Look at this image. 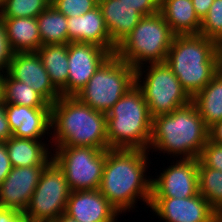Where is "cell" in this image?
<instances>
[{
	"instance_id": "cell-29",
	"label": "cell",
	"mask_w": 222,
	"mask_h": 222,
	"mask_svg": "<svg viewBox=\"0 0 222 222\" xmlns=\"http://www.w3.org/2000/svg\"><path fill=\"white\" fill-rule=\"evenodd\" d=\"M199 34L215 42L222 39V0H214L207 15L201 21Z\"/></svg>"
},
{
	"instance_id": "cell-39",
	"label": "cell",
	"mask_w": 222,
	"mask_h": 222,
	"mask_svg": "<svg viewBox=\"0 0 222 222\" xmlns=\"http://www.w3.org/2000/svg\"><path fill=\"white\" fill-rule=\"evenodd\" d=\"M215 58H216V74L222 77V39L216 41Z\"/></svg>"
},
{
	"instance_id": "cell-21",
	"label": "cell",
	"mask_w": 222,
	"mask_h": 222,
	"mask_svg": "<svg viewBox=\"0 0 222 222\" xmlns=\"http://www.w3.org/2000/svg\"><path fill=\"white\" fill-rule=\"evenodd\" d=\"M12 167L46 166L51 160V151L41 140L11 136L5 142Z\"/></svg>"
},
{
	"instance_id": "cell-42",
	"label": "cell",
	"mask_w": 222,
	"mask_h": 222,
	"mask_svg": "<svg viewBox=\"0 0 222 222\" xmlns=\"http://www.w3.org/2000/svg\"><path fill=\"white\" fill-rule=\"evenodd\" d=\"M216 222H222V209L217 211V220Z\"/></svg>"
},
{
	"instance_id": "cell-36",
	"label": "cell",
	"mask_w": 222,
	"mask_h": 222,
	"mask_svg": "<svg viewBox=\"0 0 222 222\" xmlns=\"http://www.w3.org/2000/svg\"><path fill=\"white\" fill-rule=\"evenodd\" d=\"M12 136V132L5 113V104L0 102V142H5Z\"/></svg>"
},
{
	"instance_id": "cell-19",
	"label": "cell",
	"mask_w": 222,
	"mask_h": 222,
	"mask_svg": "<svg viewBox=\"0 0 222 222\" xmlns=\"http://www.w3.org/2000/svg\"><path fill=\"white\" fill-rule=\"evenodd\" d=\"M111 42L117 47L140 22L143 15L120 0H98Z\"/></svg>"
},
{
	"instance_id": "cell-30",
	"label": "cell",
	"mask_w": 222,
	"mask_h": 222,
	"mask_svg": "<svg viewBox=\"0 0 222 222\" xmlns=\"http://www.w3.org/2000/svg\"><path fill=\"white\" fill-rule=\"evenodd\" d=\"M51 5L66 17H76L96 8L98 0H51Z\"/></svg>"
},
{
	"instance_id": "cell-8",
	"label": "cell",
	"mask_w": 222,
	"mask_h": 222,
	"mask_svg": "<svg viewBox=\"0 0 222 222\" xmlns=\"http://www.w3.org/2000/svg\"><path fill=\"white\" fill-rule=\"evenodd\" d=\"M149 65L147 72L142 67L136 69V86L142 91L152 118L169 114L192 102V98L166 62L149 63Z\"/></svg>"
},
{
	"instance_id": "cell-17",
	"label": "cell",
	"mask_w": 222,
	"mask_h": 222,
	"mask_svg": "<svg viewBox=\"0 0 222 222\" xmlns=\"http://www.w3.org/2000/svg\"><path fill=\"white\" fill-rule=\"evenodd\" d=\"M5 113L13 137L42 140L51 131V108L5 104Z\"/></svg>"
},
{
	"instance_id": "cell-13",
	"label": "cell",
	"mask_w": 222,
	"mask_h": 222,
	"mask_svg": "<svg viewBox=\"0 0 222 222\" xmlns=\"http://www.w3.org/2000/svg\"><path fill=\"white\" fill-rule=\"evenodd\" d=\"M149 207L165 222H216L217 211L201 195L151 198Z\"/></svg>"
},
{
	"instance_id": "cell-25",
	"label": "cell",
	"mask_w": 222,
	"mask_h": 222,
	"mask_svg": "<svg viewBox=\"0 0 222 222\" xmlns=\"http://www.w3.org/2000/svg\"><path fill=\"white\" fill-rule=\"evenodd\" d=\"M42 45L68 44L67 17L49 5L37 17Z\"/></svg>"
},
{
	"instance_id": "cell-24",
	"label": "cell",
	"mask_w": 222,
	"mask_h": 222,
	"mask_svg": "<svg viewBox=\"0 0 222 222\" xmlns=\"http://www.w3.org/2000/svg\"><path fill=\"white\" fill-rule=\"evenodd\" d=\"M36 52L51 82L60 91L68 81V44L42 45Z\"/></svg>"
},
{
	"instance_id": "cell-40",
	"label": "cell",
	"mask_w": 222,
	"mask_h": 222,
	"mask_svg": "<svg viewBox=\"0 0 222 222\" xmlns=\"http://www.w3.org/2000/svg\"><path fill=\"white\" fill-rule=\"evenodd\" d=\"M54 222H78V221L63 213Z\"/></svg>"
},
{
	"instance_id": "cell-27",
	"label": "cell",
	"mask_w": 222,
	"mask_h": 222,
	"mask_svg": "<svg viewBox=\"0 0 222 222\" xmlns=\"http://www.w3.org/2000/svg\"><path fill=\"white\" fill-rule=\"evenodd\" d=\"M199 194L216 210L222 209V171L206 167L198 159Z\"/></svg>"
},
{
	"instance_id": "cell-35",
	"label": "cell",
	"mask_w": 222,
	"mask_h": 222,
	"mask_svg": "<svg viewBox=\"0 0 222 222\" xmlns=\"http://www.w3.org/2000/svg\"><path fill=\"white\" fill-rule=\"evenodd\" d=\"M0 222H30L23 213L14 209L0 208Z\"/></svg>"
},
{
	"instance_id": "cell-22",
	"label": "cell",
	"mask_w": 222,
	"mask_h": 222,
	"mask_svg": "<svg viewBox=\"0 0 222 222\" xmlns=\"http://www.w3.org/2000/svg\"><path fill=\"white\" fill-rule=\"evenodd\" d=\"M12 50L36 52L41 46L37 18H3Z\"/></svg>"
},
{
	"instance_id": "cell-12",
	"label": "cell",
	"mask_w": 222,
	"mask_h": 222,
	"mask_svg": "<svg viewBox=\"0 0 222 222\" xmlns=\"http://www.w3.org/2000/svg\"><path fill=\"white\" fill-rule=\"evenodd\" d=\"M197 194L198 159H178L152 179L151 198H189Z\"/></svg>"
},
{
	"instance_id": "cell-1",
	"label": "cell",
	"mask_w": 222,
	"mask_h": 222,
	"mask_svg": "<svg viewBox=\"0 0 222 222\" xmlns=\"http://www.w3.org/2000/svg\"><path fill=\"white\" fill-rule=\"evenodd\" d=\"M147 150L108 149L99 191L119 211L126 213L137 203V197L149 207L152 178H147ZM148 163V164H147Z\"/></svg>"
},
{
	"instance_id": "cell-10",
	"label": "cell",
	"mask_w": 222,
	"mask_h": 222,
	"mask_svg": "<svg viewBox=\"0 0 222 222\" xmlns=\"http://www.w3.org/2000/svg\"><path fill=\"white\" fill-rule=\"evenodd\" d=\"M70 192L63 170L52 159L44 167L23 215L30 222H54L65 213Z\"/></svg>"
},
{
	"instance_id": "cell-33",
	"label": "cell",
	"mask_w": 222,
	"mask_h": 222,
	"mask_svg": "<svg viewBox=\"0 0 222 222\" xmlns=\"http://www.w3.org/2000/svg\"><path fill=\"white\" fill-rule=\"evenodd\" d=\"M121 2L134 7L143 16L159 12L160 0H120Z\"/></svg>"
},
{
	"instance_id": "cell-37",
	"label": "cell",
	"mask_w": 222,
	"mask_h": 222,
	"mask_svg": "<svg viewBox=\"0 0 222 222\" xmlns=\"http://www.w3.org/2000/svg\"><path fill=\"white\" fill-rule=\"evenodd\" d=\"M213 2L214 0H192L195 13L201 21L207 15Z\"/></svg>"
},
{
	"instance_id": "cell-9",
	"label": "cell",
	"mask_w": 222,
	"mask_h": 222,
	"mask_svg": "<svg viewBox=\"0 0 222 222\" xmlns=\"http://www.w3.org/2000/svg\"><path fill=\"white\" fill-rule=\"evenodd\" d=\"M55 147L52 159L63 170L71 191L99 189L106 150L85 146Z\"/></svg>"
},
{
	"instance_id": "cell-7",
	"label": "cell",
	"mask_w": 222,
	"mask_h": 222,
	"mask_svg": "<svg viewBox=\"0 0 222 222\" xmlns=\"http://www.w3.org/2000/svg\"><path fill=\"white\" fill-rule=\"evenodd\" d=\"M136 85V69L112 54L75 96L96 111L106 113Z\"/></svg>"
},
{
	"instance_id": "cell-43",
	"label": "cell",
	"mask_w": 222,
	"mask_h": 222,
	"mask_svg": "<svg viewBox=\"0 0 222 222\" xmlns=\"http://www.w3.org/2000/svg\"><path fill=\"white\" fill-rule=\"evenodd\" d=\"M2 5H3V0H0V13H1Z\"/></svg>"
},
{
	"instance_id": "cell-28",
	"label": "cell",
	"mask_w": 222,
	"mask_h": 222,
	"mask_svg": "<svg viewBox=\"0 0 222 222\" xmlns=\"http://www.w3.org/2000/svg\"><path fill=\"white\" fill-rule=\"evenodd\" d=\"M51 0H3L1 18H36L49 5Z\"/></svg>"
},
{
	"instance_id": "cell-6",
	"label": "cell",
	"mask_w": 222,
	"mask_h": 222,
	"mask_svg": "<svg viewBox=\"0 0 222 222\" xmlns=\"http://www.w3.org/2000/svg\"><path fill=\"white\" fill-rule=\"evenodd\" d=\"M174 36L160 12L143 16L114 54L134 69L144 68L146 63L165 62Z\"/></svg>"
},
{
	"instance_id": "cell-16",
	"label": "cell",
	"mask_w": 222,
	"mask_h": 222,
	"mask_svg": "<svg viewBox=\"0 0 222 222\" xmlns=\"http://www.w3.org/2000/svg\"><path fill=\"white\" fill-rule=\"evenodd\" d=\"M65 214L78 222H115L120 215L98 189L71 191Z\"/></svg>"
},
{
	"instance_id": "cell-18",
	"label": "cell",
	"mask_w": 222,
	"mask_h": 222,
	"mask_svg": "<svg viewBox=\"0 0 222 222\" xmlns=\"http://www.w3.org/2000/svg\"><path fill=\"white\" fill-rule=\"evenodd\" d=\"M68 44L70 42L92 43L112 54L116 46L111 42L109 31L99 6L83 15L67 17Z\"/></svg>"
},
{
	"instance_id": "cell-34",
	"label": "cell",
	"mask_w": 222,
	"mask_h": 222,
	"mask_svg": "<svg viewBox=\"0 0 222 222\" xmlns=\"http://www.w3.org/2000/svg\"><path fill=\"white\" fill-rule=\"evenodd\" d=\"M12 165L4 142H0V184L11 172Z\"/></svg>"
},
{
	"instance_id": "cell-20",
	"label": "cell",
	"mask_w": 222,
	"mask_h": 222,
	"mask_svg": "<svg viewBox=\"0 0 222 222\" xmlns=\"http://www.w3.org/2000/svg\"><path fill=\"white\" fill-rule=\"evenodd\" d=\"M159 12L175 35L199 34L201 20L192 0H160Z\"/></svg>"
},
{
	"instance_id": "cell-5",
	"label": "cell",
	"mask_w": 222,
	"mask_h": 222,
	"mask_svg": "<svg viewBox=\"0 0 222 222\" xmlns=\"http://www.w3.org/2000/svg\"><path fill=\"white\" fill-rule=\"evenodd\" d=\"M106 115L109 149L148 151L153 118L142 91L136 85Z\"/></svg>"
},
{
	"instance_id": "cell-26",
	"label": "cell",
	"mask_w": 222,
	"mask_h": 222,
	"mask_svg": "<svg viewBox=\"0 0 222 222\" xmlns=\"http://www.w3.org/2000/svg\"><path fill=\"white\" fill-rule=\"evenodd\" d=\"M2 102L30 108H51V105L32 87L13 79L7 72L4 77Z\"/></svg>"
},
{
	"instance_id": "cell-2",
	"label": "cell",
	"mask_w": 222,
	"mask_h": 222,
	"mask_svg": "<svg viewBox=\"0 0 222 222\" xmlns=\"http://www.w3.org/2000/svg\"><path fill=\"white\" fill-rule=\"evenodd\" d=\"M51 127L53 146L109 149L106 113L92 109L76 96H61L51 105Z\"/></svg>"
},
{
	"instance_id": "cell-14",
	"label": "cell",
	"mask_w": 222,
	"mask_h": 222,
	"mask_svg": "<svg viewBox=\"0 0 222 222\" xmlns=\"http://www.w3.org/2000/svg\"><path fill=\"white\" fill-rule=\"evenodd\" d=\"M7 73L28 87H32L50 105L60 97V91L53 85L37 52H16Z\"/></svg>"
},
{
	"instance_id": "cell-3",
	"label": "cell",
	"mask_w": 222,
	"mask_h": 222,
	"mask_svg": "<svg viewBox=\"0 0 222 222\" xmlns=\"http://www.w3.org/2000/svg\"><path fill=\"white\" fill-rule=\"evenodd\" d=\"M208 129L191 102L169 114L153 118L148 151L153 148L159 153L181 155L180 159H198L209 139Z\"/></svg>"
},
{
	"instance_id": "cell-38",
	"label": "cell",
	"mask_w": 222,
	"mask_h": 222,
	"mask_svg": "<svg viewBox=\"0 0 222 222\" xmlns=\"http://www.w3.org/2000/svg\"><path fill=\"white\" fill-rule=\"evenodd\" d=\"M209 140L222 145V120L217 121L208 129Z\"/></svg>"
},
{
	"instance_id": "cell-15",
	"label": "cell",
	"mask_w": 222,
	"mask_h": 222,
	"mask_svg": "<svg viewBox=\"0 0 222 222\" xmlns=\"http://www.w3.org/2000/svg\"><path fill=\"white\" fill-rule=\"evenodd\" d=\"M45 166L12 167L0 184V208L24 213Z\"/></svg>"
},
{
	"instance_id": "cell-4",
	"label": "cell",
	"mask_w": 222,
	"mask_h": 222,
	"mask_svg": "<svg viewBox=\"0 0 222 222\" xmlns=\"http://www.w3.org/2000/svg\"><path fill=\"white\" fill-rule=\"evenodd\" d=\"M216 42L201 34L175 35L166 63L193 98L216 75Z\"/></svg>"
},
{
	"instance_id": "cell-11",
	"label": "cell",
	"mask_w": 222,
	"mask_h": 222,
	"mask_svg": "<svg viewBox=\"0 0 222 222\" xmlns=\"http://www.w3.org/2000/svg\"><path fill=\"white\" fill-rule=\"evenodd\" d=\"M111 55L110 51L92 43L70 42L68 44V81L60 90L61 96L78 94Z\"/></svg>"
},
{
	"instance_id": "cell-23",
	"label": "cell",
	"mask_w": 222,
	"mask_h": 222,
	"mask_svg": "<svg viewBox=\"0 0 222 222\" xmlns=\"http://www.w3.org/2000/svg\"><path fill=\"white\" fill-rule=\"evenodd\" d=\"M192 103L209 128L222 120V77L217 74L192 98Z\"/></svg>"
},
{
	"instance_id": "cell-31",
	"label": "cell",
	"mask_w": 222,
	"mask_h": 222,
	"mask_svg": "<svg viewBox=\"0 0 222 222\" xmlns=\"http://www.w3.org/2000/svg\"><path fill=\"white\" fill-rule=\"evenodd\" d=\"M198 159L206 167L222 171V145L208 139Z\"/></svg>"
},
{
	"instance_id": "cell-32",
	"label": "cell",
	"mask_w": 222,
	"mask_h": 222,
	"mask_svg": "<svg viewBox=\"0 0 222 222\" xmlns=\"http://www.w3.org/2000/svg\"><path fill=\"white\" fill-rule=\"evenodd\" d=\"M14 53L8 40L5 22L3 18L0 17V71H8Z\"/></svg>"
},
{
	"instance_id": "cell-41",
	"label": "cell",
	"mask_w": 222,
	"mask_h": 222,
	"mask_svg": "<svg viewBox=\"0 0 222 222\" xmlns=\"http://www.w3.org/2000/svg\"><path fill=\"white\" fill-rule=\"evenodd\" d=\"M4 73L5 72L0 71V102L3 101V83H4V77H5Z\"/></svg>"
}]
</instances>
